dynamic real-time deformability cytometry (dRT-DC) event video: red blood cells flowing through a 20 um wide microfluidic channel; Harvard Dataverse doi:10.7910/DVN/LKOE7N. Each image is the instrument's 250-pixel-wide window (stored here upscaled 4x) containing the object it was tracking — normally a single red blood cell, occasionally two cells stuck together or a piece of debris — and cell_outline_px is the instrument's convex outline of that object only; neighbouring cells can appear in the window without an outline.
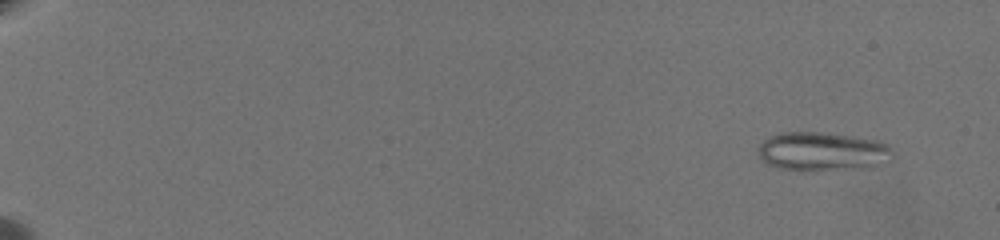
{"species": "common noctule bat (a hibernating species)", "species_latin": "Nyctalus noctula", "temperature_condition": "warm", "stored_images_in_passage": 65, "camera_frame_rate_fps": 3000, "um_per_image_px": 0.085, "animal": {"sex": "female", "body_mass_g": 19.5, "forearm_length_mm": 54.1}, "frame": {"image": 1, "passage_image": 6, "time_ms": 1.667, "image_size_px": [1000, 240], "cell_outline_px": [[896, 156], [892, 160], [872, 168], [816, 172], [804, 172], [780, 168], [768, 164], [756, 152], [760, 144], [764, 140], [780, 132], [820, 132], [876, 140], [888, 144], [896, 152]], "centroid_in_image_um": [69.99, 12.92], "position_along_channel_um": 15.0, "area_um2": 31.39}}
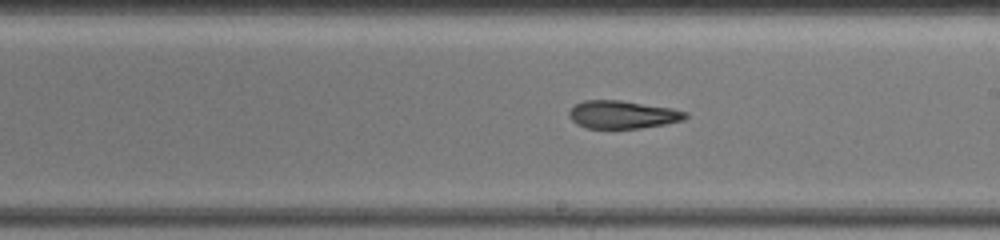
{"frame": {"image": 2, "passage_image": 42, "time_ms": 13.667, "image_size_px": [1000, 240], "cell_outline_px": [[688, 116], [684, 120], [664, 124], [640, 128], [588, 128], [576, 124], [572, 120], [568, 112], [576, 104], [584, 100], [620, 100], [672, 108], [684, 112]], "centroid_in_image_um": [52.9, 9.74], "position_along_channel_um": 236.1, "area_um2": 18.73}}
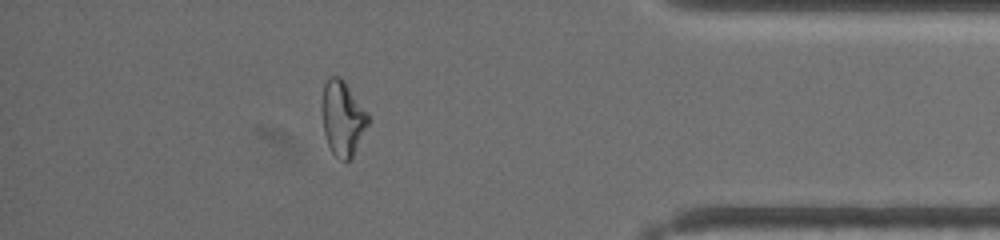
{"frame": {"image": 3, "passage_image": 59, "time_ms": 19.333, "image_size_px": [1000, 240], "cell_outline_px": [[368, 124], [352, 156], [348, 160], [340, 160], [332, 152], [328, 144], [324, 132], [324, 84], [332, 76], [340, 76], [344, 80], [368, 112]], "centroid_in_image_um": [29.16, 10.04], "position_along_channel_um": 406.0, "area_um2": 19.36}, "authors_computed_cell_mechanics": {"area_um2": 21.0392, "velocity_mm_per_s": 3.451, "shape_relaxation_time_tau1_ms": null, "shape_relaxation_time_tau2_ms": 5.5819, "deformation_change_tau1": null, "deformation_change_tau2": 0.1612}}